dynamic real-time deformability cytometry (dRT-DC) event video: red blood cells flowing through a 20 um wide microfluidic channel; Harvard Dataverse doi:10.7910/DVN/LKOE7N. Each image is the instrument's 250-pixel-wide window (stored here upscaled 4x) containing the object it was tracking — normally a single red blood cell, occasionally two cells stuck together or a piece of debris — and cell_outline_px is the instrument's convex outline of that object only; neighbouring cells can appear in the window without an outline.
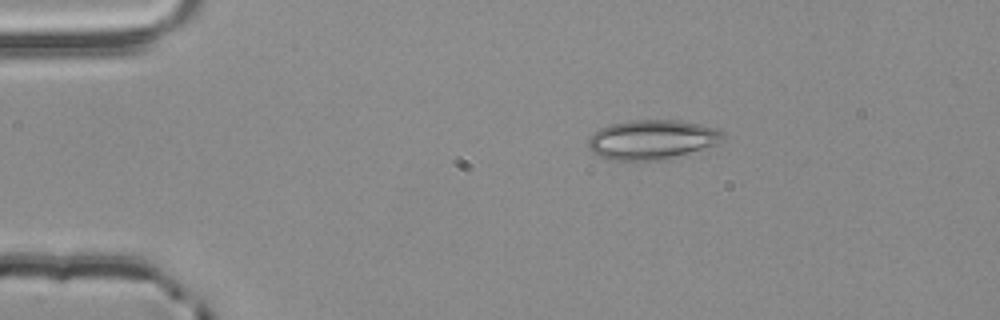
{"species": "common noctule bat (a hibernating species)", "species_latin": "Nyctalus noctula", "temperature_condition": "room temperature", "stored_images_in_passage": 42, "camera_frame_rate_fps": 3000, "um_per_image_px": 0.085, "animal": {"sex": "male", "body_mass_g": 20.4}, "frame": {"image": 1, "passage_image": 1, "time_ms": 0.0, "image_size_px": [1000, 320], "cell_outline_px": [[724, 140], [716, 144], [664, 160], [608, 160], [592, 152], [588, 148], [588, 140], [592, 132], [608, 124], [632, 120], [676, 120], [700, 124], [720, 128], [724, 132]], "centroid_in_image_um": [55.4, 11.86], "position_along_channel_um": 29.6, "area_um2": 31.27}}
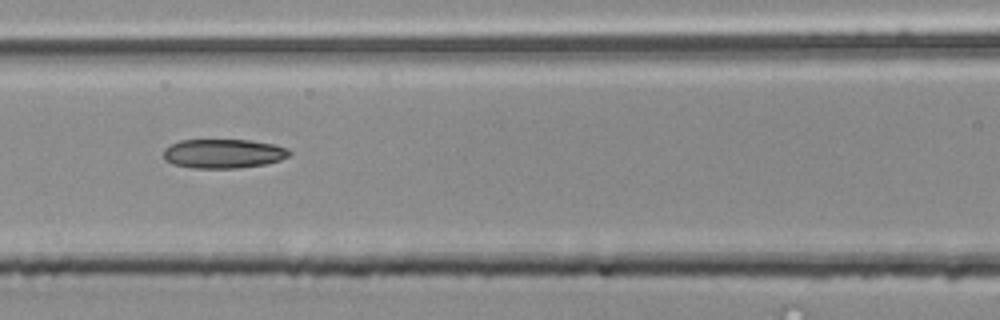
{"frame": {"image": 2, "passage_image": 15, "time_ms": 4.667, "image_size_px": [1000, 320], "cell_outline_px": [[292, 152], [288, 156], [280, 160], [268, 164], [236, 168], [192, 168], [172, 164], [164, 160], [164, 148], [180, 140], [248, 140], [272, 144], [288, 148]], "centroid_in_image_um": [18.98, 13.06], "position_along_channel_um": 147.6, "area_um2": 21.5}}
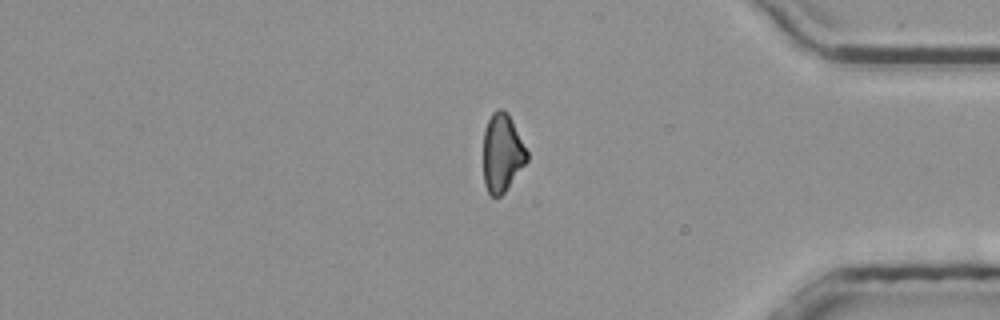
{"frame": {"image": 3, "passage_image": 36, "time_ms": 11.667, "image_size_px": [1000, 320], "cell_outline_px": [[528, 160], [504, 192], [500, 196], [492, 196], [488, 192], [484, 184], [484, 128], [492, 112], [496, 108], [504, 108], [508, 112], [528, 152]], "centroid_in_image_um": [42.68, 12.95], "position_along_channel_um": 392.5, "area_um2": 19.88}}